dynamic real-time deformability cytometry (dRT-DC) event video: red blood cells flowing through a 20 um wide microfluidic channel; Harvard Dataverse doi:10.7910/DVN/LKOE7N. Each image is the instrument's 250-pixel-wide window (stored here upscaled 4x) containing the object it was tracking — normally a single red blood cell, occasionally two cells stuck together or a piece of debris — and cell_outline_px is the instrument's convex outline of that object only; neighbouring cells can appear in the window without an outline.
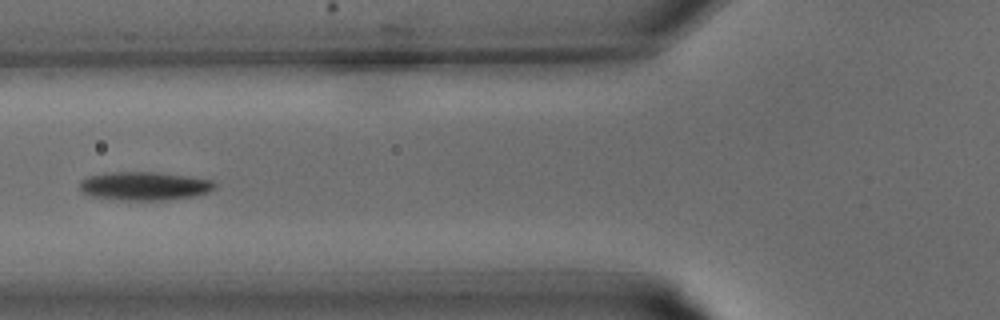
{"species": "common noctule bat (a hibernating species)", "species_latin": "Nyctalus noctula", "temperature_condition": "warm", "stored_images_in_passage": 32, "camera_frame_rate_fps": 3000, "um_per_image_px": 0.085, "animal": {"sex": "male", "body_mass_g": 15.6}, "frame": {"image": 1, "passage_image": 12, "time_ms": 3.667, "image_size_px": [1000, 320], "cell_outline_px": [[216, 188], [208, 192], [192, 196], [164, 200], [124, 200], [92, 196], [84, 192], [80, 188], [80, 180], [88, 176], [104, 172], [156, 172], [188, 176], [212, 180], [216, 184]], "centroid_in_image_um": [12.28, 15.8], "position_along_channel_um": 113.5, "area_um2": 22.37}}
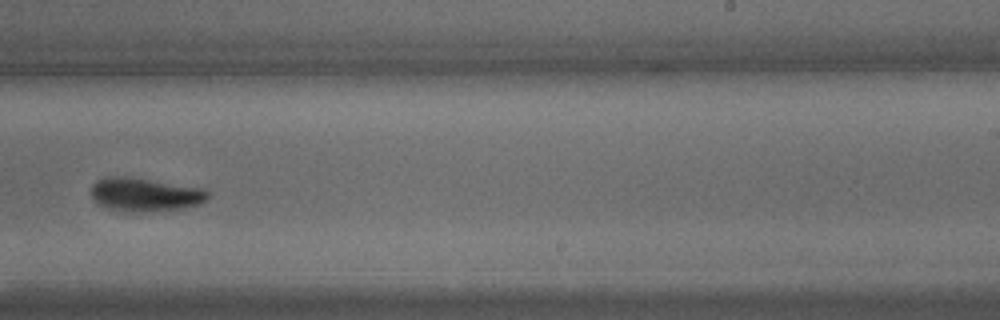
{"frame": {"image": 2, "passage_image": 20, "time_ms": 6.333, "image_size_px": [1000, 320], "cell_outline_px": [[208, 196], [200, 204], [184, 208], [140, 212], [132, 212], [112, 208], [100, 204], [92, 196], [92, 184], [96, 180], [104, 176], [124, 176], [200, 188], [208, 192]], "centroid_in_image_um": [12.29, 16.53], "position_along_channel_um": 276.7, "area_um2": 22.25}}
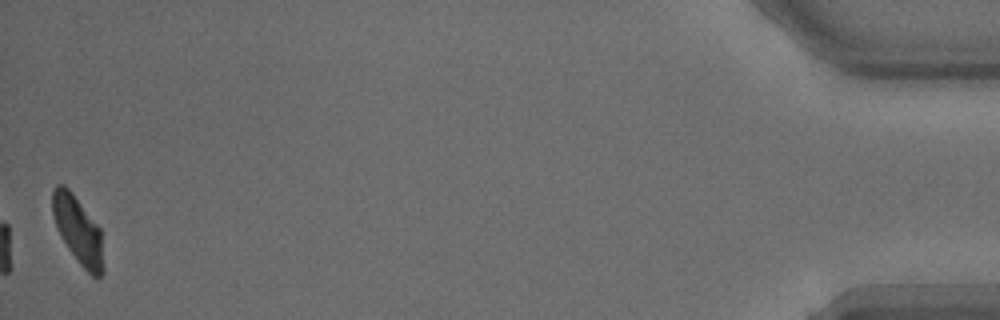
{"frame": {"image": 3, "passage_image": 32, "time_ms": 10.333, "image_size_px": [1000, 320], "cell_outline_px": [[104, 272], [96, 280], [80, 264], [68, 248], [56, 224], [52, 212], [52, 188], [56, 184], [64, 184], [72, 192], [100, 228], [104, 268]], "centroid_in_image_um": [6.64, 19.56], "position_along_channel_um": 428.6, "area_um2": 19.83}}